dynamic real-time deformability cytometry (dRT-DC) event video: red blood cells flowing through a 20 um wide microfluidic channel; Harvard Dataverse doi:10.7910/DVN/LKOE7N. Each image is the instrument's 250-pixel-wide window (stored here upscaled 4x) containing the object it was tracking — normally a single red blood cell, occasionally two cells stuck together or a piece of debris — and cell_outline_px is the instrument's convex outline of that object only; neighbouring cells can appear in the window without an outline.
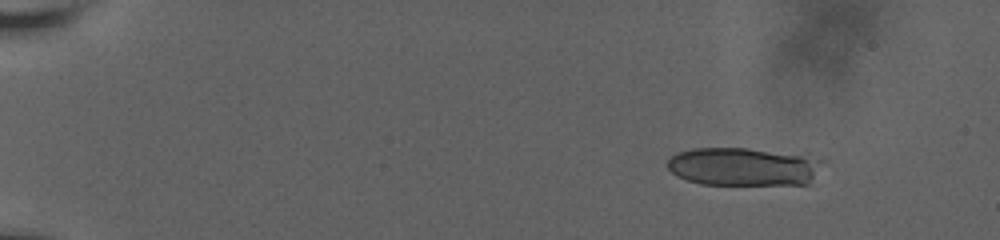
{"species": "human", "species_latin": "Homo sapiens", "temperature_condition": "room temperature", "stored_images_in_passage": 26, "camera_frame_rate_fps": 3000, "um_per_image_px": 0.085, "donor": {"sex": "male"}, "frame": {"image": 1, "passage_image": 3, "time_ms": 2.0, "image_size_px": [1000, 240], "cell_outline_px": [[824, 160], [808, 184], [700, 184], [676, 176], [668, 168], [668, 160], [676, 152], [692, 148], [748, 148], [800, 156]], "centroid_in_image_um": [63.09, 14.17], "position_along_channel_um": 21.9, "area_um2": 33.87}}
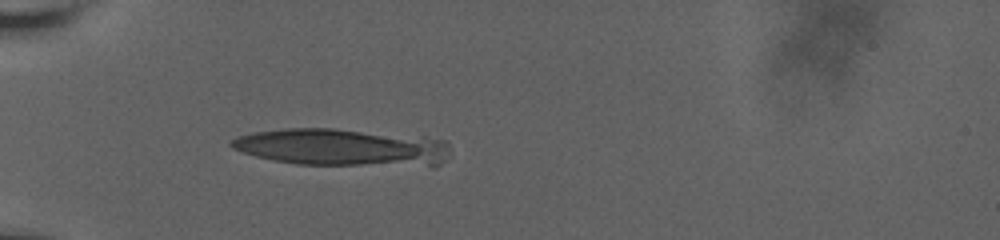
{"frame": {"image": 2, "passage_image": 10, "time_ms": 6.333, "image_size_px": [1000, 240], "cell_outline_px": [[448, 156], [436, 168], [432, 168], [296, 164], [256, 156], [232, 148], [228, 144], [236, 136], [256, 132], [288, 128], [332, 128], [424, 136], [444, 140], [448, 144]], "centroid_in_image_um": [29.21, 12.56], "position_along_channel_um": 55.8, "area_um2": 48.84}}